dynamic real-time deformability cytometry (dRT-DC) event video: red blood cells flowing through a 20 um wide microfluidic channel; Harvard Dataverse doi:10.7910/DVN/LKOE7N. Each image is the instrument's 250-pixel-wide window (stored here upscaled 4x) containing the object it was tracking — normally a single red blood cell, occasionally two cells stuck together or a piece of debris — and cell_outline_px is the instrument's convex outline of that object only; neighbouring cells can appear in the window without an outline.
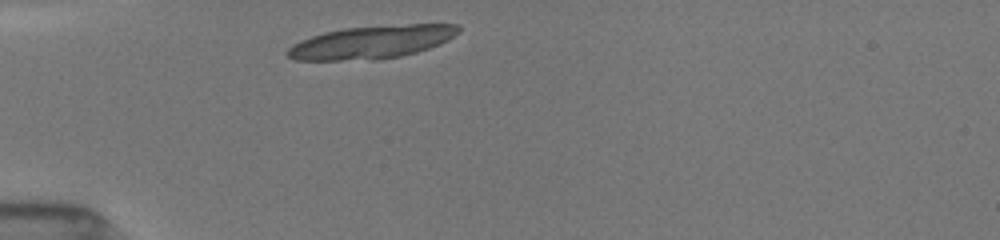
{"species": "common noctule bat (a hibernating species)", "species_latin": "Nyctalus noctula", "temperature_condition": "room temperature", "stored_images_in_passage": 53, "camera_frame_rate_fps": 3000, "um_per_image_px": 0.085, "animal": {"sex": "female", "body_mass_g": 19.5, "forearm_length_mm": 54.1}, "frame": {"image": 1, "passage_image": 1, "time_ms": 0.0, "image_size_px": [1000, 240], "cell_outline_px": [[460, 32], [448, 40], [440, 44], [416, 52], [400, 56], [380, 60], [296, 60], [288, 56], [284, 52], [292, 44], [300, 40], [324, 32], [344, 28], [408, 24], [460, 24]], "centroid_in_image_um": [31.6, 3.58], "position_along_channel_um": 53.4, "area_um2": 33.0}}